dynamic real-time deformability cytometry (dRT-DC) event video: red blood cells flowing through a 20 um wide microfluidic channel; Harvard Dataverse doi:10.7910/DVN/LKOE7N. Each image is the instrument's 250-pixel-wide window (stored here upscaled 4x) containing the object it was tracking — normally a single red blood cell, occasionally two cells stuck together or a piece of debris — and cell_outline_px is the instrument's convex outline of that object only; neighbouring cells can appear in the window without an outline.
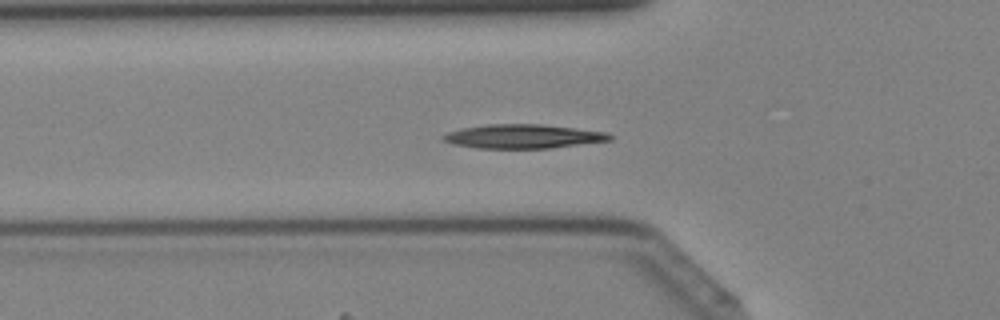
{"species": "Egyptian fruit bat (a non-hibernating species)", "species_latin": "Rousettus aegyptiacus", "temperature_condition": "cold", "stored_images_in_passage": 27, "camera_frame_rate_fps": 3000, "um_per_image_px": 0.085, "animal": {"sex": "female"}, "frame": {"image": 1, "passage_image": 8, "time_ms": 2.333, "image_size_px": [1000, 320], "cell_outline_px": [[612, 140], [548, 148], [480, 148], [456, 144], [444, 140], [440, 136], [448, 132], [464, 128], [484, 124], [544, 124], [576, 128], [604, 132], [612, 136]], "centroid_in_image_um": [44.46, 11.58], "position_along_channel_um": 81.3, "area_um2": 23.0}}
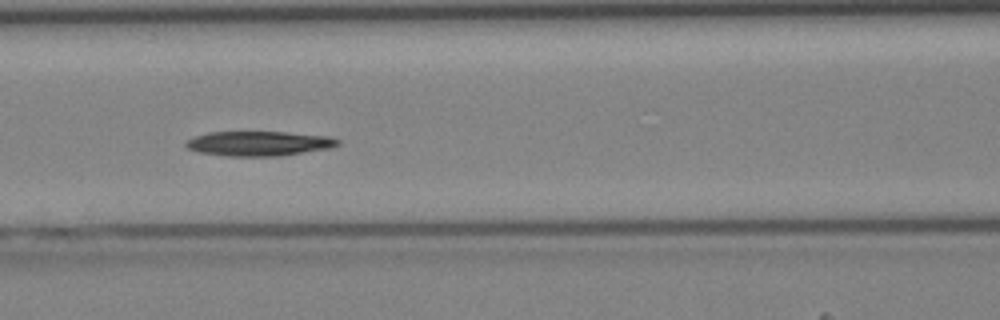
{"frame": {"image": 2, "passage_image": 12, "time_ms": 3.667, "image_size_px": [1000, 320], "cell_outline_px": [[340, 144], [332, 148], [280, 156], [228, 156], [200, 152], [188, 148], [184, 144], [188, 140], [196, 136], [208, 132], [284, 132], [332, 136], [340, 140]], "centroid_in_image_um": [22.08, 12.2], "position_along_channel_um": 144.5, "area_um2": 21.91}}
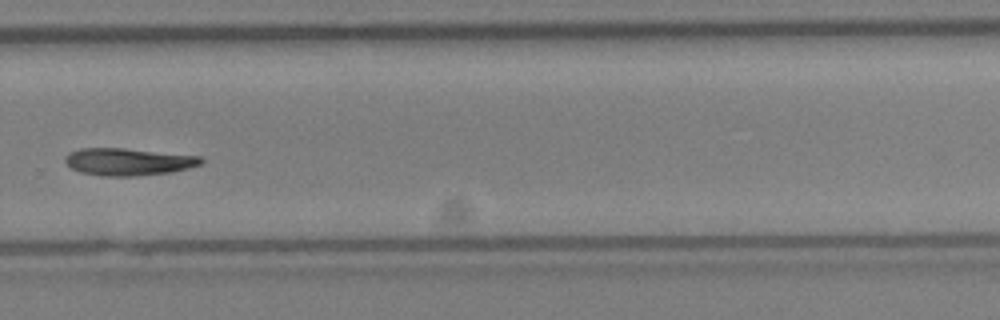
{"frame": {"image": 3, "passage_image": 23, "time_ms": 7.333, "image_size_px": [1000, 320], "cell_outline_px": [[204, 160], [200, 164], [188, 168], [172, 172], [136, 176], [100, 176], [80, 172], [72, 168], [64, 160], [64, 156], [68, 152], [80, 148], [124, 148], [200, 156]], "centroid_in_image_um": [10.87, 13.75], "position_along_channel_um": 318.9, "area_um2": 21.68}}